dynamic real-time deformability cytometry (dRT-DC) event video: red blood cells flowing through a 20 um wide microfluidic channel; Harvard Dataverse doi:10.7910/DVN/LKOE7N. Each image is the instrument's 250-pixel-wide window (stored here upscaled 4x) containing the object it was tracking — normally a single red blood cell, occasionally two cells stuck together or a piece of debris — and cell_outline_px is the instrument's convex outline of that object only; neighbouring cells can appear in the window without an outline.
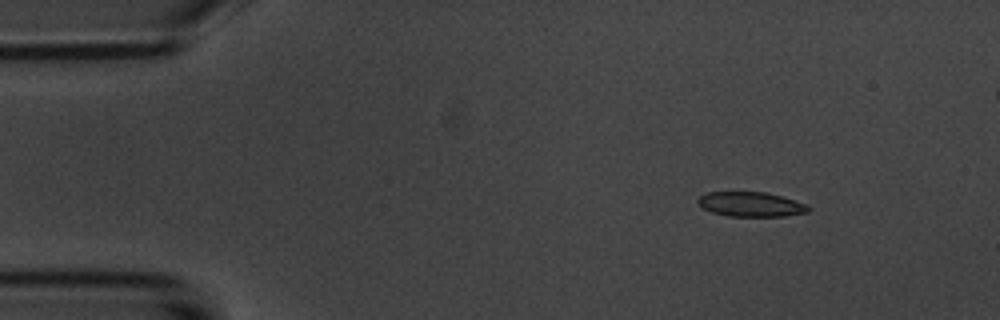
{"species": "common noctule bat (a hibernating species)", "species_latin": "Nyctalus noctula", "temperature_condition": "room temperature", "stored_images_in_passage": 5, "camera_frame_rate_fps": 3000, "um_per_image_px": 0.085, "animal": {"sex": "male", "body_mass_g": 20.1, "forearm_length_mm": 53.5}, "frame": {"image": 1, "passage_image": 2, "time_ms": 1.0, "image_size_px": [1000, 320], "cell_outline_px": [[812, 208], [808, 212], [784, 216], [728, 216], [712, 212], [704, 208], [696, 200], [700, 196], [708, 192], [764, 192], [784, 196], [808, 204]], "centroid_in_image_um": [63.89, 17.36], "position_along_channel_um": 21.1, "area_um2": 15.95}}